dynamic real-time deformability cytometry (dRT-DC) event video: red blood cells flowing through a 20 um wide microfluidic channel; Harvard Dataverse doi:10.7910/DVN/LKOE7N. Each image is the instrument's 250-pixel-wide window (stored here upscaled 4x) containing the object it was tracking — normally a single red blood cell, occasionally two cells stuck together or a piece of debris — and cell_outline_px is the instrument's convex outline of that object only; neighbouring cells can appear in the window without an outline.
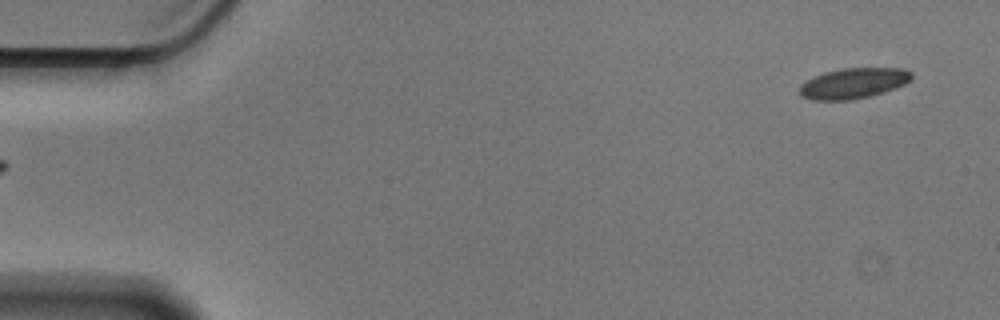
{"species": "Egyptian fruit bat (a non-hibernating species)", "species_latin": "Rousettus aegyptiacus", "temperature_condition": "cold", "stored_images_in_passage": 55, "camera_frame_rate_fps": 3000, "um_per_image_px": 0.085, "animal": {"sex": "male"}, "frame": {"image": 1, "passage_image": 1, "time_ms": 0.0, "image_size_px": [1000, 320], "cell_outline_px": [[912, 80], [896, 88], [884, 92], [868, 96], [848, 100], [812, 100], [804, 96], [800, 92], [800, 84], [812, 76], [824, 72], [840, 68], [904, 68], [912, 72]], "centroid_in_image_um": [72.56, 7.06], "position_along_channel_um": 12.4, "area_um2": 20.0}}
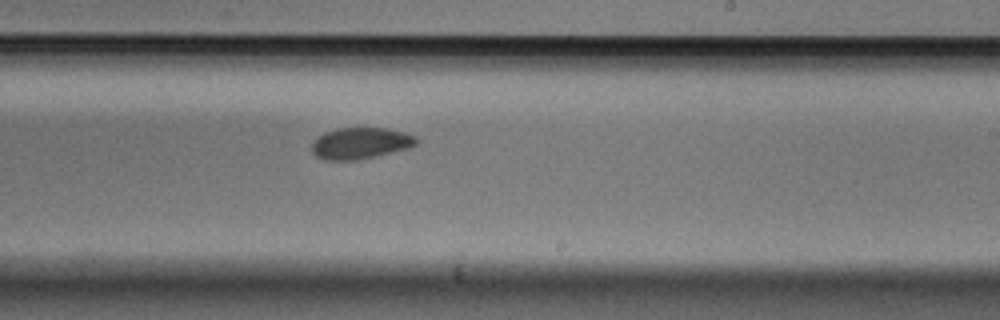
{"frame": {"image": 2, "passage_image": 32, "time_ms": 10.333, "image_size_px": [1000, 320], "cell_outline_px": [[420, 140], [416, 144], [408, 148], [376, 156], [356, 160], [324, 160], [316, 156], [312, 152], [312, 140], [316, 136], [324, 132], [336, 128], [388, 128], [404, 132], [416, 136]], "centroid_in_image_um": [30.62, 12.16], "position_along_channel_um": 258.4, "area_um2": 19.36}}
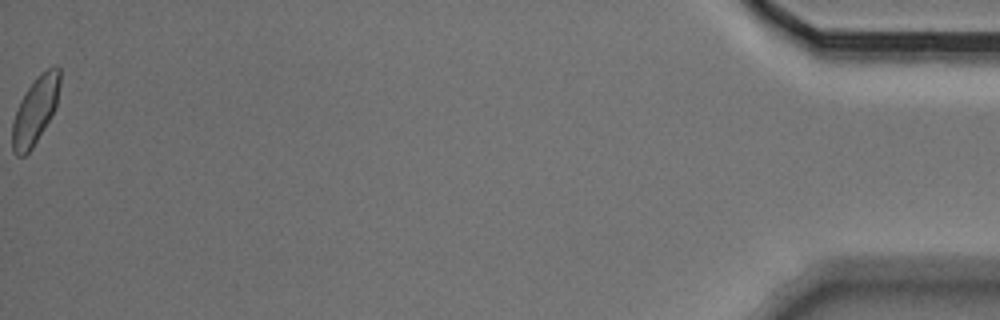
{"frame": {"image": 3, "passage_image": 55, "time_ms": 18.0, "image_size_px": [1000, 320], "cell_outline_px": [[60, 84], [56, 108], [52, 116], [32, 148], [24, 156], [16, 156], [12, 152], [12, 120], [20, 100], [36, 76], [48, 68], [56, 64], [60, 68]], "centroid_in_image_um": [3.0, 9.38], "position_along_channel_um": 432.2, "area_um2": 18.84}, "authors_computed_cell_mechanics": {"area_um2": 19.8832, "velocity_mm_per_s": 3.5312, "shape_relaxation_time_tau1_ms": 5.4822, "shape_relaxation_time_tau2_ms": null, "deformation_change_tau1": 0.0927, "deformation_change_tau2": null}}